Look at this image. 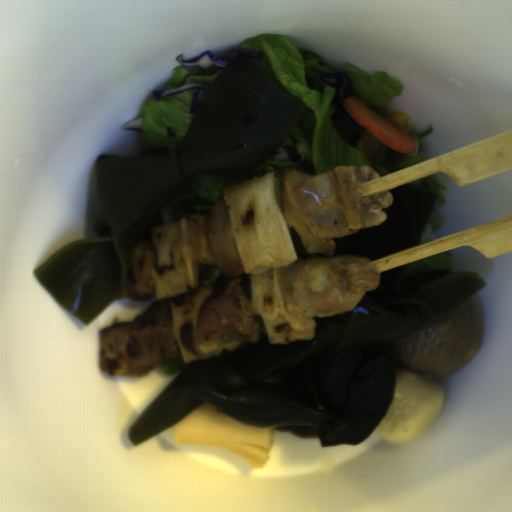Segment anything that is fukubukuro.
<instances>
[{
	"mask_svg": "<svg viewBox=\"0 0 512 512\" xmlns=\"http://www.w3.org/2000/svg\"><path fill=\"white\" fill-rule=\"evenodd\" d=\"M306 107L245 52L210 84L176 148L99 155L97 238L74 240L34 270L56 302L89 326L119 298L128 259L158 214L193 176L256 172L289 137Z\"/></svg>",
	"mask_w": 512,
	"mask_h": 512,
	"instance_id": "cee8face",
	"label": "fukubukuro"
}]
</instances>
